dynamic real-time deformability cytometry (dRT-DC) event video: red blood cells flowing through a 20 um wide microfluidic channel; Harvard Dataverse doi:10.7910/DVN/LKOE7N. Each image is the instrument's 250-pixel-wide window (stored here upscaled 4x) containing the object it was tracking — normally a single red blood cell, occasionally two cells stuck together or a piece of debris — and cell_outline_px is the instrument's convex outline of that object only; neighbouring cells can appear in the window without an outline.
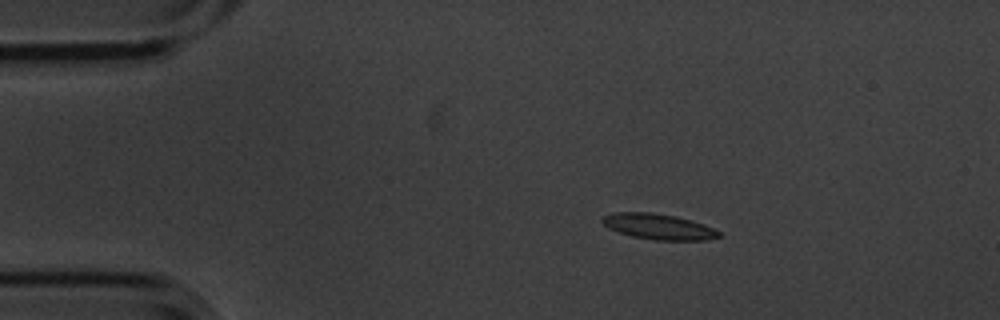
{"species": "common noctule bat (a hibernating species)", "species_latin": "Nyctalus noctula", "temperature_condition": "cold", "stored_images_in_passage": 5, "camera_frame_rate_fps": 3000, "um_per_image_px": 0.085, "animal": {"sex": "male", "body_mass_g": 20.1, "forearm_length_mm": 53.5}, "frame": {"image": 1, "passage_image": 2, "time_ms": 0.333, "image_size_px": [1000, 320], "cell_outline_px": [[720, 236], [708, 240], [656, 240], [632, 236], [616, 232], [608, 228], [600, 220], [604, 216], [616, 212], [652, 212], [676, 216], [704, 224], [720, 232]], "centroid_in_image_um": [55.95, 19.26], "position_along_channel_um": 29.0, "area_um2": 17.4}}